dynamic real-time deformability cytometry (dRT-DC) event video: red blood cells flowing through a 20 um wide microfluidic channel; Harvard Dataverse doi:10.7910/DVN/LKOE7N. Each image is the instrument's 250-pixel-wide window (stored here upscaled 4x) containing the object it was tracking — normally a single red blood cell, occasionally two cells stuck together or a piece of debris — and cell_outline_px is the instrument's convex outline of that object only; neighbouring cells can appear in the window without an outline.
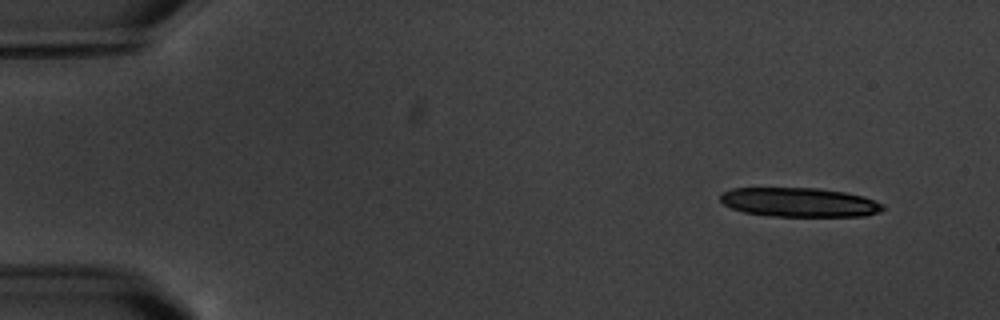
{"species": "common noctule bat (a hibernating species)", "species_latin": "Nyctalus noctula", "temperature_condition": "warm", "stored_images_in_passage": 3, "camera_frame_rate_fps": 3000, "um_per_image_px": 0.085, "animal": {"sex": "male", "body_mass_g": 20.1, "forearm_length_mm": 53.5}, "frame": {"image": 1, "passage_image": 1, "time_ms": 0.0, "image_size_px": [1000, 320], "cell_outline_px": [[884, 208], [880, 212], [864, 216], [768, 216], [744, 212], [732, 208], [724, 204], [720, 200], [720, 196], [724, 192], [732, 188], [820, 188], [844, 192], [864, 196], [884, 204]], "centroid_in_image_um": [67.97, 17.19], "position_along_channel_um": 17.0, "area_um2": 27.69}}